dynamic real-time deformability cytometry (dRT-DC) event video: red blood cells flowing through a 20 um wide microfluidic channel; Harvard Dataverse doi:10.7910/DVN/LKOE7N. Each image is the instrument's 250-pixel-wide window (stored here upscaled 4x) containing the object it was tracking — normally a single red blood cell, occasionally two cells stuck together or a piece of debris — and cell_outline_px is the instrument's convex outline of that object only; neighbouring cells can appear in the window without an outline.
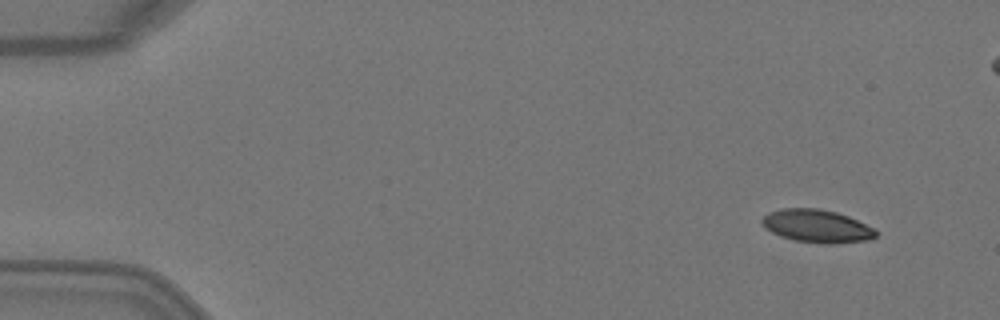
{"species": "Egyptian fruit bat (a non-hibernating species)", "species_latin": "Rousettus aegyptiacus", "temperature_condition": "warm", "stored_images_in_passage": 5, "segment_of_instrument_passage": [2, 2], "camera_frame_rate_fps": 3000, "um_per_image_px": 0.085, "animal": {"sex": "female"}, "frame": {"image": 1, "passage_image": 5, "time_ms": 1.333, "image_size_px": [1000, 320], "cell_outline_px": [[880, 232], [872, 240], [832, 244], [796, 240], [780, 236], [764, 228], [760, 220], [768, 212], [780, 208], [820, 208], [836, 212], [848, 216]], "centroid_in_image_um": [69.43, 19.21], "position_along_channel_um": 15.6, "area_um2": 21.91}}